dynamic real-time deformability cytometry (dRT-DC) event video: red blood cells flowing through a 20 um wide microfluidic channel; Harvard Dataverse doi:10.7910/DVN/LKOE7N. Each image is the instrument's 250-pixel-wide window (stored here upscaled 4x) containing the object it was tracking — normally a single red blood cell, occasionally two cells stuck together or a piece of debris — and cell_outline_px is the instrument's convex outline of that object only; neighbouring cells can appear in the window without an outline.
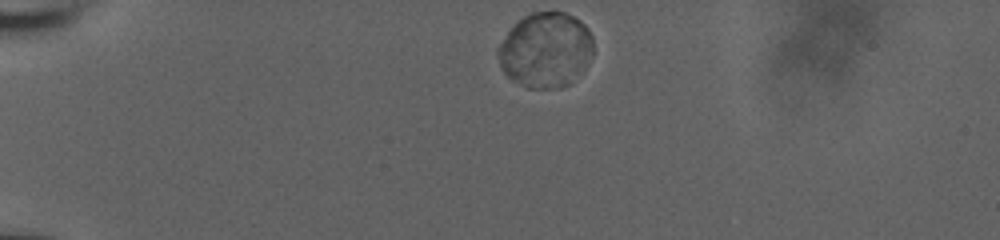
{"species": "human", "species_latin": "Homo sapiens", "temperature_condition": "room temperature", "stored_images_in_passage": 44, "camera_frame_rate_fps": 3000, "um_per_image_px": 0.085, "donor": {"sex": "male"}, "frame": {"image": 1, "passage_image": 1, "time_ms": 0.0, "image_size_px": [1000, 240], "cell_outline_px": [[592, 56], [588, 64], [568, 84], [556, 88], [528, 88], [512, 80], [504, 72], [496, 56], [496, 48], [508, 32], [524, 16], [532, 12], [564, 12], [580, 20], [588, 28], [592, 36]], "centroid_in_image_um": [46.37, 4.25], "position_along_channel_um": 38.6, "area_um2": 41.5}}
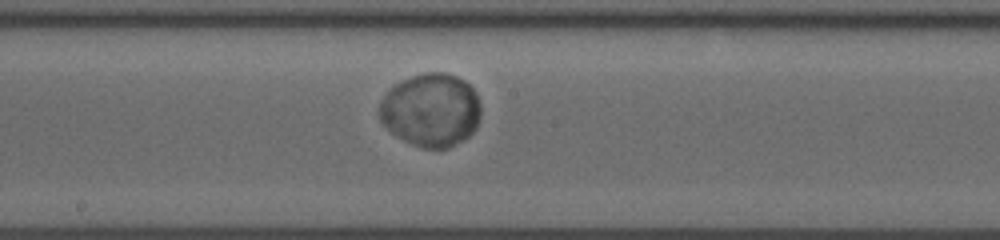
{"frame": {"image": 2, "passage_image": 20, "time_ms": 6.333, "image_size_px": [1000, 240], "cell_outline_px": [[480, 116], [476, 128], [468, 136], [448, 148], [420, 148], [404, 140], [392, 132], [380, 120], [380, 100], [392, 84], [412, 76], [428, 72], [444, 72], [456, 76], [464, 80], [476, 92], [480, 104]], "centroid_in_image_um": [36.63, 9.34], "position_along_channel_um": 211.6, "area_um2": 43.35}}
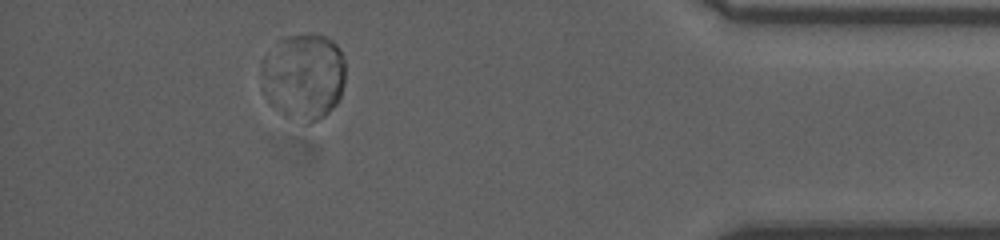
{"frame": {"image": 3, "passage_image": 39, "time_ms": 12.667, "image_size_px": [1000, 240], "cell_outline_px": [[344, 84], [340, 96], [336, 104], [324, 116], [308, 124], [264, 92], [260, 88], [260, 60], [284, 36], [312, 32], [324, 36], [332, 40], [340, 48], [344, 60]], "centroid_in_image_um": [25.84, 6.35], "position_along_channel_um": 409.4, "area_um2": 41.38}, "authors_computed_cell_mechanics": {"area_um2": 42.5697, "velocity_mm_per_s": 3.7281, "shape_relaxation_time_tau1_ms": 1.9802, "shape_relaxation_time_tau2_ms": null, "deformation_change_tau1": 0.0428, "deformation_change_tau2": null}}